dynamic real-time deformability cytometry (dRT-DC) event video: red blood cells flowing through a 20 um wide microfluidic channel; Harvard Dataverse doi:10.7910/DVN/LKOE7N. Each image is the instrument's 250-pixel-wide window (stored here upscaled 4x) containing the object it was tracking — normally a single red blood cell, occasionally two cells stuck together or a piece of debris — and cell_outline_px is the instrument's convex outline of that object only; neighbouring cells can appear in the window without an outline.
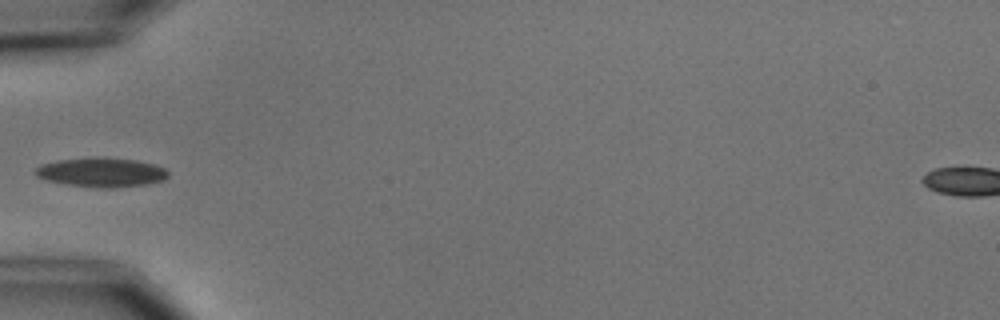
{"species": "common noctule bat (a hibernating species)", "species_latin": "Nyctalus noctula", "temperature_condition": "cold", "stored_images_in_passage": 6, "camera_frame_rate_fps": 3000, "um_per_image_px": 0.085, "animal": {"sex": "male", "body_mass_g": 15.6}, "frame": {"image": 1, "passage_image": 6, "time_ms": 5.667, "image_size_px": [1000, 320], "cell_outline_px": [[168, 176], [164, 180], [148, 184], [112, 188], [104, 188], [68, 184], [44, 180], [36, 176], [32, 172], [36, 168], [44, 164], [60, 160], [136, 160], [156, 164], [164, 168], [168, 172]], "centroid_in_image_um": [8.65, 14.7], "position_along_channel_um": 76.3, "area_um2": 21.68}}